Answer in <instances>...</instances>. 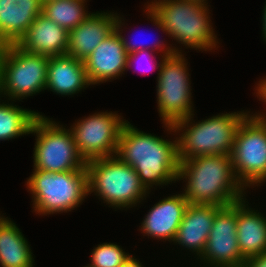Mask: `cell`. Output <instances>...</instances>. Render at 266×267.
Listing matches in <instances>:
<instances>
[{
	"instance_id": "obj_23",
	"label": "cell",
	"mask_w": 266,
	"mask_h": 267,
	"mask_svg": "<svg viewBox=\"0 0 266 267\" xmlns=\"http://www.w3.org/2000/svg\"><path fill=\"white\" fill-rule=\"evenodd\" d=\"M87 1L52 0L42 6V13L57 25L70 31L92 14L88 12Z\"/></svg>"
},
{
	"instance_id": "obj_21",
	"label": "cell",
	"mask_w": 266,
	"mask_h": 267,
	"mask_svg": "<svg viewBox=\"0 0 266 267\" xmlns=\"http://www.w3.org/2000/svg\"><path fill=\"white\" fill-rule=\"evenodd\" d=\"M34 258L17 224L0 213V267H34Z\"/></svg>"
},
{
	"instance_id": "obj_22",
	"label": "cell",
	"mask_w": 266,
	"mask_h": 267,
	"mask_svg": "<svg viewBox=\"0 0 266 267\" xmlns=\"http://www.w3.org/2000/svg\"><path fill=\"white\" fill-rule=\"evenodd\" d=\"M3 101L0 97V141H9L19 136L21 138V136L30 135L32 124L40 112L23 109L14 101Z\"/></svg>"
},
{
	"instance_id": "obj_20",
	"label": "cell",
	"mask_w": 266,
	"mask_h": 267,
	"mask_svg": "<svg viewBox=\"0 0 266 267\" xmlns=\"http://www.w3.org/2000/svg\"><path fill=\"white\" fill-rule=\"evenodd\" d=\"M246 197L237 202V241L242 257L266 252V216L249 206Z\"/></svg>"
},
{
	"instance_id": "obj_12",
	"label": "cell",
	"mask_w": 266,
	"mask_h": 267,
	"mask_svg": "<svg viewBox=\"0 0 266 267\" xmlns=\"http://www.w3.org/2000/svg\"><path fill=\"white\" fill-rule=\"evenodd\" d=\"M236 225L237 202L216 212L199 266L202 262V267H243L245 259L239 250Z\"/></svg>"
},
{
	"instance_id": "obj_26",
	"label": "cell",
	"mask_w": 266,
	"mask_h": 267,
	"mask_svg": "<svg viewBox=\"0 0 266 267\" xmlns=\"http://www.w3.org/2000/svg\"><path fill=\"white\" fill-rule=\"evenodd\" d=\"M154 51H149V50H139V51H135V52H132L130 54H128V60H127V67H126V72L129 70V68L131 69L132 68V65L134 64H139V67L141 68V72L142 74L141 75H145L147 74L148 72H151V71H154L156 69H158L157 71L160 70V67L162 65V62H163V59L166 57V56H158V59H160L158 62V60L156 61V56L154 55L153 53ZM161 57V58H160ZM146 59V61L149 63V69L146 67V66H143L142 67V60ZM141 59V60H140ZM155 61H154V60ZM140 60V61H139ZM143 60V61H144ZM138 63H137V62ZM134 62V64H133ZM136 62V63H135ZM146 62V63H147ZM147 63V64H148ZM145 65V64H144ZM145 67V68H144ZM148 71V72H147Z\"/></svg>"
},
{
	"instance_id": "obj_28",
	"label": "cell",
	"mask_w": 266,
	"mask_h": 267,
	"mask_svg": "<svg viewBox=\"0 0 266 267\" xmlns=\"http://www.w3.org/2000/svg\"><path fill=\"white\" fill-rule=\"evenodd\" d=\"M255 86L254 94H256V97L259 98V101L266 104V77H262Z\"/></svg>"
},
{
	"instance_id": "obj_27",
	"label": "cell",
	"mask_w": 266,
	"mask_h": 267,
	"mask_svg": "<svg viewBox=\"0 0 266 267\" xmlns=\"http://www.w3.org/2000/svg\"><path fill=\"white\" fill-rule=\"evenodd\" d=\"M243 267H266V252L246 259Z\"/></svg>"
},
{
	"instance_id": "obj_10",
	"label": "cell",
	"mask_w": 266,
	"mask_h": 267,
	"mask_svg": "<svg viewBox=\"0 0 266 267\" xmlns=\"http://www.w3.org/2000/svg\"><path fill=\"white\" fill-rule=\"evenodd\" d=\"M185 56L182 52L165 57L157 72L156 103L162 123L173 124L194 113L191 74Z\"/></svg>"
},
{
	"instance_id": "obj_3",
	"label": "cell",
	"mask_w": 266,
	"mask_h": 267,
	"mask_svg": "<svg viewBox=\"0 0 266 267\" xmlns=\"http://www.w3.org/2000/svg\"><path fill=\"white\" fill-rule=\"evenodd\" d=\"M147 19L163 33L190 50L214 52L219 48L209 5L194 0H150Z\"/></svg>"
},
{
	"instance_id": "obj_17",
	"label": "cell",
	"mask_w": 266,
	"mask_h": 267,
	"mask_svg": "<svg viewBox=\"0 0 266 267\" xmlns=\"http://www.w3.org/2000/svg\"><path fill=\"white\" fill-rule=\"evenodd\" d=\"M68 38L67 29L41 12L16 45L31 54L53 57L67 53Z\"/></svg>"
},
{
	"instance_id": "obj_11",
	"label": "cell",
	"mask_w": 266,
	"mask_h": 267,
	"mask_svg": "<svg viewBox=\"0 0 266 267\" xmlns=\"http://www.w3.org/2000/svg\"><path fill=\"white\" fill-rule=\"evenodd\" d=\"M118 112L101 111L75 121L69 128L85 162L115 156L119 135L127 121Z\"/></svg>"
},
{
	"instance_id": "obj_25",
	"label": "cell",
	"mask_w": 266,
	"mask_h": 267,
	"mask_svg": "<svg viewBox=\"0 0 266 267\" xmlns=\"http://www.w3.org/2000/svg\"><path fill=\"white\" fill-rule=\"evenodd\" d=\"M125 24H126L125 18L123 17V15L120 16V14L117 13L115 30L119 33L127 54H130L132 52L139 51V50L154 51V53H157V54L160 53L159 55L166 56V57L171 56L175 53H182L183 48H179V46H177V44L176 45L173 43L167 44L166 41L161 40V39L156 41V42L154 41V43L152 42L150 44H148V42L147 43H145V42L141 43V42H136V41L133 42L132 40L128 41L127 38L125 39L126 35L123 36V34H122L124 27L126 28Z\"/></svg>"
},
{
	"instance_id": "obj_6",
	"label": "cell",
	"mask_w": 266,
	"mask_h": 267,
	"mask_svg": "<svg viewBox=\"0 0 266 267\" xmlns=\"http://www.w3.org/2000/svg\"><path fill=\"white\" fill-rule=\"evenodd\" d=\"M27 178L25 186L32 194V209L39 215L68 213L88 197L87 169L50 172L40 169Z\"/></svg>"
},
{
	"instance_id": "obj_5",
	"label": "cell",
	"mask_w": 266,
	"mask_h": 267,
	"mask_svg": "<svg viewBox=\"0 0 266 267\" xmlns=\"http://www.w3.org/2000/svg\"><path fill=\"white\" fill-rule=\"evenodd\" d=\"M88 195L95 196L116 210L137 207L146 200L148 193L141 185L134 168L116 155L86 162Z\"/></svg>"
},
{
	"instance_id": "obj_1",
	"label": "cell",
	"mask_w": 266,
	"mask_h": 267,
	"mask_svg": "<svg viewBox=\"0 0 266 267\" xmlns=\"http://www.w3.org/2000/svg\"><path fill=\"white\" fill-rule=\"evenodd\" d=\"M162 124L168 135L175 136L172 140L145 133L128 120L119 135L116 156L134 168L148 193L154 186L157 189V186L176 183L178 177L177 136L172 124Z\"/></svg>"
},
{
	"instance_id": "obj_24",
	"label": "cell",
	"mask_w": 266,
	"mask_h": 267,
	"mask_svg": "<svg viewBox=\"0 0 266 267\" xmlns=\"http://www.w3.org/2000/svg\"><path fill=\"white\" fill-rule=\"evenodd\" d=\"M117 243H100L91 250L90 267H120L131 255Z\"/></svg>"
},
{
	"instance_id": "obj_15",
	"label": "cell",
	"mask_w": 266,
	"mask_h": 267,
	"mask_svg": "<svg viewBox=\"0 0 266 267\" xmlns=\"http://www.w3.org/2000/svg\"><path fill=\"white\" fill-rule=\"evenodd\" d=\"M117 11L92 12L77 27L69 31L67 53L84 61L94 49L115 31Z\"/></svg>"
},
{
	"instance_id": "obj_31",
	"label": "cell",
	"mask_w": 266,
	"mask_h": 267,
	"mask_svg": "<svg viewBox=\"0 0 266 267\" xmlns=\"http://www.w3.org/2000/svg\"><path fill=\"white\" fill-rule=\"evenodd\" d=\"M265 113V114H264ZM257 117L266 118V112H255L254 113Z\"/></svg>"
},
{
	"instance_id": "obj_16",
	"label": "cell",
	"mask_w": 266,
	"mask_h": 267,
	"mask_svg": "<svg viewBox=\"0 0 266 267\" xmlns=\"http://www.w3.org/2000/svg\"><path fill=\"white\" fill-rule=\"evenodd\" d=\"M220 208L216 205L189 204L173 243L183 247L182 250H189L198 260L204 252L215 214Z\"/></svg>"
},
{
	"instance_id": "obj_19",
	"label": "cell",
	"mask_w": 266,
	"mask_h": 267,
	"mask_svg": "<svg viewBox=\"0 0 266 267\" xmlns=\"http://www.w3.org/2000/svg\"><path fill=\"white\" fill-rule=\"evenodd\" d=\"M41 12L38 0H0V44H17Z\"/></svg>"
},
{
	"instance_id": "obj_9",
	"label": "cell",
	"mask_w": 266,
	"mask_h": 267,
	"mask_svg": "<svg viewBox=\"0 0 266 267\" xmlns=\"http://www.w3.org/2000/svg\"><path fill=\"white\" fill-rule=\"evenodd\" d=\"M234 173L242 186L266 182V118L249 113L239 124L230 154Z\"/></svg>"
},
{
	"instance_id": "obj_14",
	"label": "cell",
	"mask_w": 266,
	"mask_h": 267,
	"mask_svg": "<svg viewBox=\"0 0 266 267\" xmlns=\"http://www.w3.org/2000/svg\"><path fill=\"white\" fill-rule=\"evenodd\" d=\"M173 194L157 201L145 214L138 229L143 236L163 242L174 241L189 203L182 193Z\"/></svg>"
},
{
	"instance_id": "obj_32",
	"label": "cell",
	"mask_w": 266,
	"mask_h": 267,
	"mask_svg": "<svg viewBox=\"0 0 266 267\" xmlns=\"http://www.w3.org/2000/svg\"><path fill=\"white\" fill-rule=\"evenodd\" d=\"M38 1L43 6L45 3L50 2L52 0H38Z\"/></svg>"
},
{
	"instance_id": "obj_33",
	"label": "cell",
	"mask_w": 266,
	"mask_h": 267,
	"mask_svg": "<svg viewBox=\"0 0 266 267\" xmlns=\"http://www.w3.org/2000/svg\"><path fill=\"white\" fill-rule=\"evenodd\" d=\"M194 1L201 2V3H204V4H207L208 5L207 0H194Z\"/></svg>"
},
{
	"instance_id": "obj_2",
	"label": "cell",
	"mask_w": 266,
	"mask_h": 267,
	"mask_svg": "<svg viewBox=\"0 0 266 267\" xmlns=\"http://www.w3.org/2000/svg\"><path fill=\"white\" fill-rule=\"evenodd\" d=\"M181 180L185 182L181 192L189 204L229 206L248 193L234 173L230 155H201L180 161L177 182Z\"/></svg>"
},
{
	"instance_id": "obj_18",
	"label": "cell",
	"mask_w": 266,
	"mask_h": 267,
	"mask_svg": "<svg viewBox=\"0 0 266 267\" xmlns=\"http://www.w3.org/2000/svg\"><path fill=\"white\" fill-rule=\"evenodd\" d=\"M89 86L83 61L68 54L49 57L45 89L62 97H73Z\"/></svg>"
},
{
	"instance_id": "obj_30",
	"label": "cell",
	"mask_w": 266,
	"mask_h": 267,
	"mask_svg": "<svg viewBox=\"0 0 266 267\" xmlns=\"http://www.w3.org/2000/svg\"><path fill=\"white\" fill-rule=\"evenodd\" d=\"M266 3V1H265ZM262 37H263V41H265L266 43V4H264V8H263V11H262Z\"/></svg>"
},
{
	"instance_id": "obj_8",
	"label": "cell",
	"mask_w": 266,
	"mask_h": 267,
	"mask_svg": "<svg viewBox=\"0 0 266 267\" xmlns=\"http://www.w3.org/2000/svg\"><path fill=\"white\" fill-rule=\"evenodd\" d=\"M30 134L35 136L33 169L50 172L73 171L86 168L78 153L71 130L52 118L39 114Z\"/></svg>"
},
{
	"instance_id": "obj_7",
	"label": "cell",
	"mask_w": 266,
	"mask_h": 267,
	"mask_svg": "<svg viewBox=\"0 0 266 267\" xmlns=\"http://www.w3.org/2000/svg\"><path fill=\"white\" fill-rule=\"evenodd\" d=\"M49 57L31 54L16 44L0 50V97L22 101L46 90Z\"/></svg>"
},
{
	"instance_id": "obj_4",
	"label": "cell",
	"mask_w": 266,
	"mask_h": 267,
	"mask_svg": "<svg viewBox=\"0 0 266 267\" xmlns=\"http://www.w3.org/2000/svg\"><path fill=\"white\" fill-rule=\"evenodd\" d=\"M249 113L224 112L196 122L193 113L174 122L179 162L201 155H230L237 128Z\"/></svg>"
},
{
	"instance_id": "obj_29",
	"label": "cell",
	"mask_w": 266,
	"mask_h": 267,
	"mask_svg": "<svg viewBox=\"0 0 266 267\" xmlns=\"http://www.w3.org/2000/svg\"><path fill=\"white\" fill-rule=\"evenodd\" d=\"M120 267H144V265L131 254Z\"/></svg>"
},
{
	"instance_id": "obj_13",
	"label": "cell",
	"mask_w": 266,
	"mask_h": 267,
	"mask_svg": "<svg viewBox=\"0 0 266 267\" xmlns=\"http://www.w3.org/2000/svg\"><path fill=\"white\" fill-rule=\"evenodd\" d=\"M128 54L119 33L115 30L83 61L91 85L106 83L122 77Z\"/></svg>"
}]
</instances>
